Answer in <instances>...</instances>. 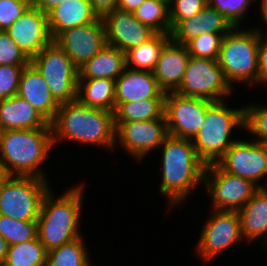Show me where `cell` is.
I'll use <instances>...</instances> for the list:
<instances>
[{
  "mask_svg": "<svg viewBox=\"0 0 267 266\" xmlns=\"http://www.w3.org/2000/svg\"><path fill=\"white\" fill-rule=\"evenodd\" d=\"M160 147L159 192L161 196H166L169 211L185 204L193 190L202 186L206 164L198 157L191 139L168 135Z\"/></svg>",
  "mask_w": 267,
  "mask_h": 266,
  "instance_id": "obj_1",
  "label": "cell"
},
{
  "mask_svg": "<svg viewBox=\"0 0 267 266\" xmlns=\"http://www.w3.org/2000/svg\"><path fill=\"white\" fill-rule=\"evenodd\" d=\"M50 124L54 145L67 140L115 152L114 112L91 108L75 100L60 104Z\"/></svg>",
  "mask_w": 267,
  "mask_h": 266,
  "instance_id": "obj_2",
  "label": "cell"
},
{
  "mask_svg": "<svg viewBox=\"0 0 267 266\" xmlns=\"http://www.w3.org/2000/svg\"><path fill=\"white\" fill-rule=\"evenodd\" d=\"M84 185L80 182L57 197L53 187L45 194L37 218V237L47 252L83 236L80 220Z\"/></svg>",
  "mask_w": 267,
  "mask_h": 266,
  "instance_id": "obj_3",
  "label": "cell"
},
{
  "mask_svg": "<svg viewBox=\"0 0 267 266\" xmlns=\"http://www.w3.org/2000/svg\"><path fill=\"white\" fill-rule=\"evenodd\" d=\"M53 146L52 128L0 131V162L10 176L47 179L42 165Z\"/></svg>",
  "mask_w": 267,
  "mask_h": 266,
  "instance_id": "obj_4",
  "label": "cell"
},
{
  "mask_svg": "<svg viewBox=\"0 0 267 266\" xmlns=\"http://www.w3.org/2000/svg\"><path fill=\"white\" fill-rule=\"evenodd\" d=\"M254 27L248 30L232 27L223 36L217 62L233 89L237 83H245L251 87L250 90L259 86L258 44L261 27Z\"/></svg>",
  "mask_w": 267,
  "mask_h": 266,
  "instance_id": "obj_5",
  "label": "cell"
},
{
  "mask_svg": "<svg viewBox=\"0 0 267 266\" xmlns=\"http://www.w3.org/2000/svg\"><path fill=\"white\" fill-rule=\"evenodd\" d=\"M240 128L244 130L243 106L232 108L226 100L213 102L206 110L205 123L192 140L198 157L206 165L217 163L237 140L232 136L234 129Z\"/></svg>",
  "mask_w": 267,
  "mask_h": 266,
  "instance_id": "obj_6",
  "label": "cell"
},
{
  "mask_svg": "<svg viewBox=\"0 0 267 266\" xmlns=\"http://www.w3.org/2000/svg\"><path fill=\"white\" fill-rule=\"evenodd\" d=\"M30 62L40 72L59 104L77 100L79 69L56 42L52 40Z\"/></svg>",
  "mask_w": 267,
  "mask_h": 266,
  "instance_id": "obj_7",
  "label": "cell"
},
{
  "mask_svg": "<svg viewBox=\"0 0 267 266\" xmlns=\"http://www.w3.org/2000/svg\"><path fill=\"white\" fill-rule=\"evenodd\" d=\"M49 179L11 176L0 190V215L21 221H37Z\"/></svg>",
  "mask_w": 267,
  "mask_h": 266,
  "instance_id": "obj_8",
  "label": "cell"
},
{
  "mask_svg": "<svg viewBox=\"0 0 267 266\" xmlns=\"http://www.w3.org/2000/svg\"><path fill=\"white\" fill-rule=\"evenodd\" d=\"M233 91L216 60L190 57L183 79L174 92L186 97L221 102L231 97Z\"/></svg>",
  "mask_w": 267,
  "mask_h": 266,
  "instance_id": "obj_9",
  "label": "cell"
},
{
  "mask_svg": "<svg viewBox=\"0 0 267 266\" xmlns=\"http://www.w3.org/2000/svg\"><path fill=\"white\" fill-rule=\"evenodd\" d=\"M212 211V212H211ZM210 215L202 225L200 237L195 246L196 257L204 265L218 258L230 247L245 243L242 237L240 216L237 211L210 210Z\"/></svg>",
  "mask_w": 267,
  "mask_h": 266,
  "instance_id": "obj_10",
  "label": "cell"
},
{
  "mask_svg": "<svg viewBox=\"0 0 267 266\" xmlns=\"http://www.w3.org/2000/svg\"><path fill=\"white\" fill-rule=\"evenodd\" d=\"M203 185L211 209L221 211L238 212L257 192L253 182L223 171L216 163L206 165Z\"/></svg>",
  "mask_w": 267,
  "mask_h": 266,
  "instance_id": "obj_11",
  "label": "cell"
},
{
  "mask_svg": "<svg viewBox=\"0 0 267 266\" xmlns=\"http://www.w3.org/2000/svg\"><path fill=\"white\" fill-rule=\"evenodd\" d=\"M213 102L167 92L164 116L168 135L193 140L205 123L206 110Z\"/></svg>",
  "mask_w": 267,
  "mask_h": 266,
  "instance_id": "obj_12",
  "label": "cell"
},
{
  "mask_svg": "<svg viewBox=\"0 0 267 266\" xmlns=\"http://www.w3.org/2000/svg\"><path fill=\"white\" fill-rule=\"evenodd\" d=\"M115 127V146L119 145L139 163L152 150L160 148L168 136L164 115L159 119L115 123Z\"/></svg>",
  "mask_w": 267,
  "mask_h": 266,
  "instance_id": "obj_13",
  "label": "cell"
},
{
  "mask_svg": "<svg viewBox=\"0 0 267 266\" xmlns=\"http://www.w3.org/2000/svg\"><path fill=\"white\" fill-rule=\"evenodd\" d=\"M237 139L217 161L225 172L242 177L257 185L267 179V151L255 140Z\"/></svg>",
  "mask_w": 267,
  "mask_h": 266,
  "instance_id": "obj_14",
  "label": "cell"
},
{
  "mask_svg": "<svg viewBox=\"0 0 267 266\" xmlns=\"http://www.w3.org/2000/svg\"><path fill=\"white\" fill-rule=\"evenodd\" d=\"M79 69L106 45V29L103 18L67 29L54 40Z\"/></svg>",
  "mask_w": 267,
  "mask_h": 266,
  "instance_id": "obj_15",
  "label": "cell"
},
{
  "mask_svg": "<svg viewBox=\"0 0 267 266\" xmlns=\"http://www.w3.org/2000/svg\"><path fill=\"white\" fill-rule=\"evenodd\" d=\"M106 43L122 52L137 47L151 39L157 32L142 24L132 12L114 8L103 17Z\"/></svg>",
  "mask_w": 267,
  "mask_h": 266,
  "instance_id": "obj_16",
  "label": "cell"
},
{
  "mask_svg": "<svg viewBox=\"0 0 267 266\" xmlns=\"http://www.w3.org/2000/svg\"><path fill=\"white\" fill-rule=\"evenodd\" d=\"M6 32L30 60L52 41L47 14L33 5Z\"/></svg>",
  "mask_w": 267,
  "mask_h": 266,
  "instance_id": "obj_17",
  "label": "cell"
},
{
  "mask_svg": "<svg viewBox=\"0 0 267 266\" xmlns=\"http://www.w3.org/2000/svg\"><path fill=\"white\" fill-rule=\"evenodd\" d=\"M115 109L126 102H137L147 98H165L153 72L125 68L115 80Z\"/></svg>",
  "mask_w": 267,
  "mask_h": 266,
  "instance_id": "obj_18",
  "label": "cell"
},
{
  "mask_svg": "<svg viewBox=\"0 0 267 266\" xmlns=\"http://www.w3.org/2000/svg\"><path fill=\"white\" fill-rule=\"evenodd\" d=\"M17 95L28 101L49 123L54 120L60 104L31 62L22 70Z\"/></svg>",
  "mask_w": 267,
  "mask_h": 266,
  "instance_id": "obj_19",
  "label": "cell"
},
{
  "mask_svg": "<svg viewBox=\"0 0 267 266\" xmlns=\"http://www.w3.org/2000/svg\"><path fill=\"white\" fill-rule=\"evenodd\" d=\"M190 54L186 45L170 40L163 48L153 74L159 87L165 92H174L180 85Z\"/></svg>",
  "mask_w": 267,
  "mask_h": 266,
  "instance_id": "obj_20",
  "label": "cell"
},
{
  "mask_svg": "<svg viewBox=\"0 0 267 266\" xmlns=\"http://www.w3.org/2000/svg\"><path fill=\"white\" fill-rule=\"evenodd\" d=\"M98 18L89 0H65L47 13L52 40L67 29L92 23Z\"/></svg>",
  "mask_w": 267,
  "mask_h": 266,
  "instance_id": "obj_21",
  "label": "cell"
},
{
  "mask_svg": "<svg viewBox=\"0 0 267 266\" xmlns=\"http://www.w3.org/2000/svg\"><path fill=\"white\" fill-rule=\"evenodd\" d=\"M51 128V124L18 95L0 100V131Z\"/></svg>",
  "mask_w": 267,
  "mask_h": 266,
  "instance_id": "obj_22",
  "label": "cell"
},
{
  "mask_svg": "<svg viewBox=\"0 0 267 266\" xmlns=\"http://www.w3.org/2000/svg\"><path fill=\"white\" fill-rule=\"evenodd\" d=\"M238 214L245 242L248 245L254 241L259 242L267 250V197L256 192Z\"/></svg>",
  "mask_w": 267,
  "mask_h": 266,
  "instance_id": "obj_23",
  "label": "cell"
},
{
  "mask_svg": "<svg viewBox=\"0 0 267 266\" xmlns=\"http://www.w3.org/2000/svg\"><path fill=\"white\" fill-rule=\"evenodd\" d=\"M126 68L125 53L106 45L79 68L78 79L106 78L116 80Z\"/></svg>",
  "mask_w": 267,
  "mask_h": 266,
  "instance_id": "obj_24",
  "label": "cell"
},
{
  "mask_svg": "<svg viewBox=\"0 0 267 266\" xmlns=\"http://www.w3.org/2000/svg\"><path fill=\"white\" fill-rule=\"evenodd\" d=\"M115 80L78 79L77 100L85 106L115 111Z\"/></svg>",
  "mask_w": 267,
  "mask_h": 266,
  "instance_id": "obj_25",
  "label": "cell"
},
{
  "mask_svg": "<svg viewBox=\"0 0 267 266\" xmlns=\"http://www.w3.org/2000/svg\"><path fill=\"white\" fill-rule=\"evenodd\" d=\"M170 34L156 33L151 39L125 52L126 67L153 72Z\"/></svg>",
  "mask_w": 267,
  "mask_h": 266,
  "instance_id": "obj_26",
  "label": "cell"
},
{
  "mask_svg": "<svg viewBox=\"0 0 267 266\" xmlns=\"http://www.w3.org/2000/svg\"><path fill=\"white\" fill-rule=\"evenodd\" d=\"M164 115V98H147L121 103L114 111L115 123L159 119Z\"/></svg>",
  "mask_w": 267,
  "mask_h": 266,
  "instance_id": "obj_27",
  "label": "cell"
},
{
  "mask_svg": "<svg viewBox=\"0 0 267 266\" xmlns=\"http://www.w3.org/2000/svg\"><path fill=\"white\" fill-rule=\"evenodd\" d=\"M83 237L47 252L45 266H95ZM97 266V265H96Z\"/></svg>",
  "mask_w": 267,
  "mask_h": 266,
  "instance_id": "obj_28",
  "label": "cell"
},
{
  "mask_svg": "<svg viewBox=\"0 0 267 266\" xmlns=\"http://www.w3.org/2000/svg\"><path fill=\"white\" fill-rule=\"evenodd\" d=\"M47 251L36 239L10 245L1 266H45Z\"/></svg>",
  "mask_w": 267,
  "mask_h": 266,
  "instance_id": "obj_29",
  "label": "cell"
},
{
  "mask_svg": "<svg viewBox=\"0 0 267 266\" xmlns=\"http://www.w3.org/2000/svg\"><path fill=\"white\" fill-rule=\"evenodd\" d=\"M133 15L157 33L170 34L171 32L169 4L162 0H145Z\"/></svg>",
  "mask_w": 267,
  "mask_h": 266,
  "instance_id": "obj_30",
  "label": "cell"
},
{
  "mask_svg": "<svg viewBox=\"0 0 267 266\" xmlns=\"http://www.w3.org/2000/svg\"><path fill=\"white\" fill-rule=\"evenodd\" d=\"M0 234L14 245L37 238V221H21L0 215Z\"/></svg>",
  "mask_w": 267,
  "mask_h": 266,
  "instance_id": "obj_31",
  "label": "cell"
},
{
  "mask_svg": "<svg viewBox=\"0 0 267 266\" xmlns=\"http://www.w3.org/2000/svg\"><path fill=\"white\" fill-rule=\"evenodd\" d=\"M257 103L244 107V130L253 136L252 140L263 143L267 141V104Z\"/></svg>",
  "mask_w": 267,
  "mask_h": 266,
  "instance_id": "obj_32",
  "label": "cell"
},
{
  "mask_svg": "<svg viewBox=\"0 0 267 266\" xmlns=\"http://www.w3.org/2000/svg\"><path fill=\"white\" fill-rule=\"evenodd\" d=\"M224 35L206 32L190 40L186 44L190 57L208 58L217 61Z\"/></svg>",
  "mask_w": 267,
  "mask_h": 266,
  "instance_id": "obj_33",
  "label": "cell"
},
{
  "mask_svg": "<svg viewBox=\"0 0 267 266\" xmlns=\"http://www.w3.org/2000/svg\"><path fill=\"white\" fill-rule=\"evenodd\" d=\"M257 0H208V4L215 8L232 27H240L246 18L248 9Z\"/></svg>",
  "mask_w": 267,
  "mask_h": 266,
  "instance_id": "obj_34",
  "label": "cell"
},
{
  "mask_svg": "<svg viewBox=\"0 0 267 266\" xmlns=\"http://www.w3.org/2000/svg\"><path fill=\"white\" fill-rule=\"evenodd\" d=\"M203 34L202 10L194 17L179 21L170 32L171 40L186 45Z\"/></svg>",
  "mask_w": 267,
  "mask_h": 266,
  "instance_id": "obj_35",
  "label": "cell"
},
{
  "mask_svg": "<svg viewBox=\"0 0 267 266\" xmlns=\"http://www.w3.org/2000/svg\"><path fill=\"white\" fill-rule=\"evenodd\" d=\"M208 5V0H172L169 4L171 29L181 20L196 16Z\"/></svg>",
  "mask_w": 267,
  "mask_h": 266,
  "instance_id": "obj_36",
  "label": "cell"
},
{
  "mask_svg": "<svg viewBox=\"0 0 267 266\" xmlns=\"http://www.w3.org/2000/svg\"><path fill=\"white\" fill-rule=\"evenodd\" d=\"M30 59L6 31H0V65L27 66Z\"/></svg>",
  "mask_w": 267,
  "mask_h": 266,
  "instance_id": "obj_37",
  "label": "cell"
},
{
  "mask_svg": "<svg viewBox=\"0 0 267 266\" xmlns=\"http://www.w3.org/2000/svg\"><path fill=\"white\" fill-rule=\"evenodd\" d=\"M31 5L32 0H0V31H7Z\"/></svg>",
  "mask_w": 267,
  "mask_h": 266,
  "instance_id": "obj_38",
  "label": "cell"
},
{
  "mask_svg": "<svg viewBox=\"0 0 267 266\" xmlns=\"http://www.w3.org/2000/svg\"><path fill=\"white\" fill-rule=\"evenodd\" d=\"M24 67L0 65V100L17 95L20 76Z\"/></svg>",
  "mask_w": 267,
  "mask_h": 266,
  "instance_id": "obj_39",
  "label": "cell"
},
{
  "mask_svg": "<svg viewBox=\"0 0 267 266\" xmlns=\"http://www.w3.org/2000/svg\"><path fill=\"white\" fill-rule=\"evenodd\" d=\"M203 34H226L231 28V24L215 8L209 4L202 9Z\"/></svg>",
  "mask_w": 267,
  "mask_h": 266,
  "instance_id": "obj_40",
  "label": "cell"
},
{
  "mask_svg": "<svg viewBox=\"0 0 267 266\" xmlns=\"http://www.w3.org/2000/svg\"><path fill=\"white\" fill-rule=\"evenodd\" d=\"M267 33V32H266ZM264 30L260 31V39L258 44V60H259V86L267 85V34Z\"/></svg>",
  "mask_w": 267,
  "mask_h": 266,
  "instance_id": "obj_41",
  "label": "cell"
},
{
  "mask_svg": "<svg viewBox=\"0 0 267 266\" xmlns=\"http://www.w3.org/2000/svg\"><path fill=\"white\" fill-rule=\"evenodd\" d=\"M91 2L93 11L98 17L103 18L107 13H110L117 7L118 0H89Z\"/></svg>",
  "mask_w": 267,
  "mask_h": 266,
  "instance_id": "obj_42",
  "label": "cell"
},
{
  "mask_svg": "<svg viewBox=\"0 0 267 266\" xmlns=\"http://www.w3.org/2000/svg\"><path fill=\"white\" fill-rule=\"evenodd\" d=\"M64 1L65 0H32V5L47 14L50 10Z\"/></svg>",
  "mask_w": 267,
  "mask_h": 266,
  "instance_id": "obj_43",
  "label": "cell"
},
{
  "mask_svg": "<svg viewBox=\"0 0 267 266\" xmlns=\"http://www.w3.org/2000/svg\"><path fill=\"white\" fill-rule=\"evenodd\" d=\"M145 0H118L117 7L129 12H134Z\"/></svg>",
  "mask_w": 267,
  "mask_h": 266,
  "instance_id": "obj_44",
  "label": "cell"
},
{
  "mask_svg": "<svg viewBox=\"0 0 267 266\" xmlns=\"http://www.w3.org/2000/svg\"><path fill=\"white\" fill-rule=\"evenodd\" d=\"M9 246L10 245L8 244V242L0 234V266L4 263L6 259Z\"/></svg>",
  "mask_w": 267,
  "mask_h": 266,
  "instance_id": "obj_45",
  "label": "cell"
},
{
  "mask_svg": "<svg viewBox=\"0 0 267 266\" xmlns=\"http://www.w3.org/2000/svg\"><path fill=\"white\" fill-rule=\"evenodd\" d=\"M6 167L0 162V190L3 186V184L10 178Z\"/></svg>",
  "mask_w": 267,
  "mask_h": 266,
  "instance_id": "obj_46",
  "label": "cell"
},
{
  "mask_svg": "<svg viewBox=\"0 0 267 266\" xmlns=\"http://www.w3.org/2000/svg\"><path fill=\"white\" fill-rule=\"evenodd\" d=\"M260 4H261V5H259V6H261L260 11L262 13L260 15H262L261 16L263 18L262 21H263L264 25L266 24L265 27L267 29V0H261ZM265 32H267V31H265Z\"/></svg>",
  "mask_w": 267,
  "mask_h": 266,
  "instance_id": "obj_47",
  "label": "cell"
},
{
  "mask_svg": "<svg viewBox=\"0 0 267 266\" xmlns=\"http://www.w3.org/2000/svg\"><path fill=\"white\" fill-rule=\"evenodd\" d=\"M267 176V175H266ZM265 183V184H264ZM256 188H257V192L259 194H261L262 196L264 197H267V181L265 180L263 183L262 182H259L257 185H256Z\"/></svg>",
  "mask_w": 267,
  "mask_h": 266,
  "instance_id": "obj_48",
  "label": "cell"
},
{
  "mask_svg": "<svg viewBox=\"0 0 267 266\" xmlns=\"http://www.w3.org/2000/svg\"><path fill=\"white\" fill-rule=\"evenodd\" d=\"M162 1H164L167 4H170L172 0H162Z\"/></svg>",
  "mask_w": 267,
  "mask_h": 266,
  "instance_id": "obj_49",
  "label": "cell"
},
{
  "mask_svg": "<svg viewBox=\"0 0 267 266\" xmlns=\"http://www.w3.org/2000/svg\"><path fill=\"white\" fill-rule=\"evenodd\" d=\"M262 144L265 146L266 151H267V141H264Z\"/></svg>",
  "mask_w": 267,
  "mask_h": 266,
  "instance_id": "obj_50",
  "label": "cell"
}]
</instances>
